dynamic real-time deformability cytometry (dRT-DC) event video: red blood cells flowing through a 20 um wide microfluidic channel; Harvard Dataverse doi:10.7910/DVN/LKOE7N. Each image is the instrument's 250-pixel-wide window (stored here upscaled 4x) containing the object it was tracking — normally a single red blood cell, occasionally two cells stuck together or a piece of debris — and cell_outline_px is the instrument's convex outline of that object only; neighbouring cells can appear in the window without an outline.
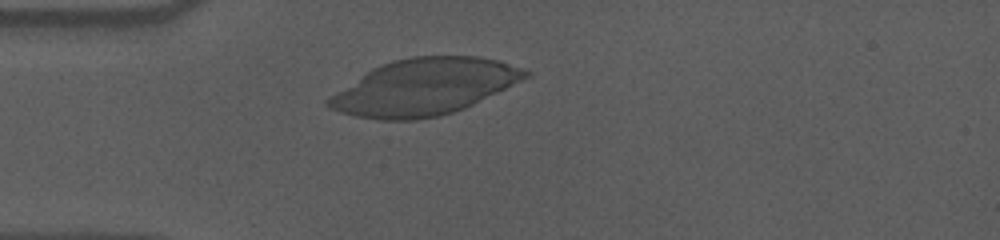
{"species": "human", "species_latin": "Homo sapiens", "temperature_condition": "cold", "stored_images_in_passage": 50, "camera_frame_rate_fps": 3000, "um_per_image_px": 0.085, "donor": {"sex": "male"}, "frame": {"image": 1, "passage_image": 9, "time_ms": 2.667, "image_size_px": [1000, 240], "cell_outline_px": [[532, 76], [464, 108], [440, 116], [416, 120], [380, 120], [356, 116], [340, 112], [328, 108], [324, 104], [324, 100], [328, 96], [372, 68], [380, 64], [392, 60], [412, 56], [480, 56], [500, 60], [524, 68], [532, 72]], "centroid_in_image_um": [36.06, 7.38], "position_along_channel_um": 48.9, "area_um2": 65.03}}